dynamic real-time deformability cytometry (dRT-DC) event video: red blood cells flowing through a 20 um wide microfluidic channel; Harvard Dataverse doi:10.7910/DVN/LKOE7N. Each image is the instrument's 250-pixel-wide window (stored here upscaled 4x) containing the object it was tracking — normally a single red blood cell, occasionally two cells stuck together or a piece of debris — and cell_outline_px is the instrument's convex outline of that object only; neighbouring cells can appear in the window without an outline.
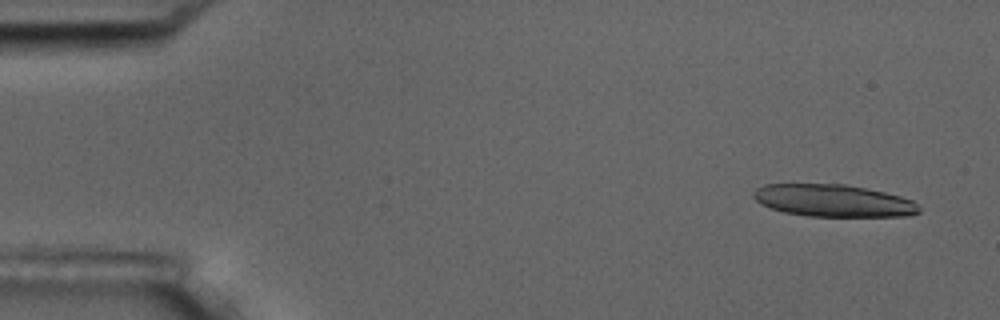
{"species": "common noctule bat (a hibernating species)", "species_latin": "Nyctalus noctula", "temperature_condition": "room temperature", "stored_images_in_passage": 5, "camera_frame_rate_fps": 3000, "um_per_image_px": 0.085, "animal": {"sex": "male", "body_mass_g": 17.5, "forearm_length_mm": 52.3}, "frame": {"image": 1, "passage_image": 1, "time_ms": 0.0, "image_size_px": [1000, 320], "cell_outline_px": [[920, 212], [908, 216], [808, 216], [784, 212], [760, 204], [752, 196], [752, 192], [756, 188], [764, 184], [844, 184], [884, 192], [900, 196], [912, 200], [920, 208]], "centroid_in_image_um": [70.81, 17.05], "position_along_channel_um": 14.2, "area_um2": 31.04}}